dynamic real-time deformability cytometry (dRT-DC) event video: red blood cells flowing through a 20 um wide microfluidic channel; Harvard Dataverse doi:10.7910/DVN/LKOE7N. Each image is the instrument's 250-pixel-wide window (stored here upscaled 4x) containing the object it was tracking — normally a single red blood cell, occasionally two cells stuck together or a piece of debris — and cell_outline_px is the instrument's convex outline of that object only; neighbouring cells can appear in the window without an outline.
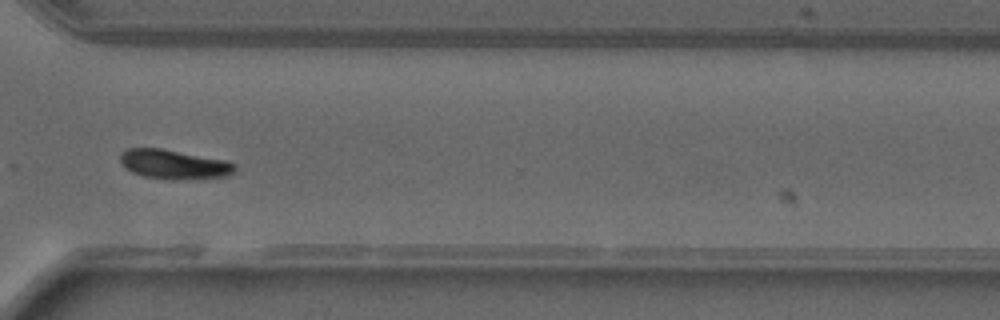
{"species": "common noctule bat (a hibernating species)", "species_latin": "Nyctalus noctula", "temperature_condition": "warm", "stored_images_in_passage": 30, "camera_frame_rate_fps": 3000, "um_per_image_px": 0.085, "animal": {"sex": "male", "forearm_length_mm": 52.5}, "frame": {"image": 1, "passage_image": 22, "time_ms": 7.0, "image_size_px": [1000, 320], "cell_outline_px": [[236, 168], [228, 176], [180, 180], [172, 180], [144, 176], [132, 172], [124, 168], [120, 164], [120, 152], [128, 148], [160, 148], [224, 160], [236, 164]], "centroid_in_image_um": [14.73, 13.97], "position_along_channel_um": 355.9, "area_um2": 19.65}}